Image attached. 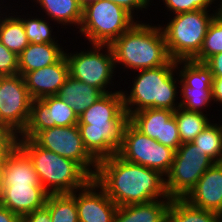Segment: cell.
Returning <instances> with one entry per match:
<instances>
[{
	"label": "cell",
	"mask_w": 222,
	"mask_h": 222,
	"mask_svg": "<svg viewBox=\"0 0 222 222\" xmlns=\"http://www.w3.org/2000/svg\"><path fill=\"white\" fill-rule=\"evenodd\" d=\"M76 124H78V116L70 105L57 95L47 96L32 101L27 125L18 137L33 139L44 129Z\"/></svg>",
	"instance_id": "14"
},
{
	"label": "cell",
	"mask_w": 222,
	"mask_h": 222,
	"mask_svg": "<svg viewBox=\"0 0 222 222\" xmlns=\"http://www.w3.org/2000/svg\"><path fill=\"white\" fill-rule=\"evenodd\" d=\"M110 2H113L122 8H124L127 12H129L132 16L135 10H142L143 8L148 7L150 4V0H108Z\"/></svg>",
	"instance_id": "36"
},
{
	"label": "cell",
	"mask_w": 222,
	"mask_h": 222,
	"mask_svg": "<svg viewBox=\"0 0 222 222\" xmlns=\"http://www.w3.org/2000/svg\"><path fill=\"white\" fill-rule=\"evenodd\" d=\"M48 195L42 185H11L2 188L0 204L21 218L44 207Z\"/></svg>",
	"instance_id": "19"
},
{
	"label": "cell",
	"mask_w": 222,
	"mask_h": 222,
	"mask_svg": "<svg viewBox=\"0 0 222 222\" xmlns=\"http://www.w3.org/2000/svg\"><path fill=\"white\" fill-rule=\"evenodd\" d=\"M166 8L174 14L207 10L215 0H163Z\"/></svg>",
	"instance_id": "32"
},
{
	"label": "cell",
	"mask_w": 222,
	"mask_h": 222,
	"mask_svg": "<svg viewBox=\"0 0 222 222\" xmlns=\"http://www.w3.org/2000/svg\"><path fill=\"white\" fill-rule=\"evenodd\" d=\"M134 17L108 0H95L83 6L80 32L90 44L111 45L134 23Z\"/></svg>",
	"instance_id": "7"
},
{
	"label": "cell",
	"mask_w": 222,
	"mask_h": 222,
	"mask_svg": "<svg viewBox=\"0 0 222 222\" xmlns=\"http://www.w3.org/2000/svg\"><path fill=\"white\" fill-rule=\"evenodd\" d=\"M222 52V8L215 14L204 38L200 52L192 59L204 63L208 58Z\"/></svg>",
	"instance_id": "30"
},
{
	"label": "cell",
	"mask_w": 222,
	"mask_h": 222,
	"mask_svg": "<svg viewBox=\"0 0 222 222\" xmlns=\"http://www.w3.org/2000/svg\"><path fill=\"white\" fill-rule=\"evenodd\" d=\"M69 64L64 55L58 62L23 75L25 85L32 99L57 95L69 77Z\"/></svg>",
	"instance_id": "17"
},
{
	"label": "cell",
	"mask_w": 222,
	"mask_h": 222,
	"mask_svg": "<svg viewBox=\"0 0 222 222\" xmlns=\"http://www.w3.org/2000/svg\"><path fill=\"white\" fill-rule=\"evenodd\" d=\"M33 140L40 147L77 162L92 178L95 177L98 161L85 148L78 124L44 129Z\"/></svg>",
	"instance_id": "11"
},
{
	"label": "cell",
	"mask_w": 222,
	"mask_h": 222,
	"mask_svg": "<svg viewBox=\"0 0 222 222\" xmlns=\"http://www.w3.org/2000/svg\"><path fill=\"white\" fill-rule=\"evenodd\" d=\"M117 155L127 162L157 170L165 177L174 160L175 150L144 135L128 121Z\"/></svg>",
	"instance_id": "9"
},
{
	"label": "cell",
	"mask_w": 222,
	"mask_h": 222,
	"mask_svg": "<svg viewBox=\"0 0 222 222\" xmlns=\"http://www.w3.org/2000/svg\"><path fill=\"white\" fill-rule=\"evenodd\" d=\"M181 143L192 142L211 122L201 112L188 111L179 107L174 111Z\"/></svg>",
	"instance_id": "27"
},
{
	"label": "cell",
	"mask_w": 222,
	"mask_h": 222,
	"mask_svg": "<svg viewBox=\"0 0 222 222\" xmlns=\"http://www.w3.org/2000/svg\"><path fill=\"white\" fill-rule=\"evenodd\" d=\"M0 18V41L17 56L28 46L23 22L16 15Z\"/></svg>",
	"instance_id": "25"
},
{
	"label": "cell",
	"mask_w": 222,
	"mask_h": 222,
	"mask_svg": "<svg viewBox=\"0 0 222 222\" xmlns=\"http://www.w3.org/2000/svg\"><path fill=\"white\" fill-rule=\"evenodd\" d=\"M18 136L9 128L0 126V161L6 157L17 146Z\"/></svg>",
	"instance_id": "34"
},
{
	"label": "cell",
	"mask_w": 222,
	"mask_h": 222,
	"mask_svg": "<svg viewBox=\"0 0 222 222\" xmlns=\"http://www.w3.org/2000/svg\"><path fill=\"white\" fill-rule=\"evenodd\" d=\"M58 43H29L18 55V74L27 72L58 62L65 52Z\"/></svg>",
	"instance_id": "21"
},
{
	"label": "cell",
	"mask_w": 222,
	"mask_h": 222,
	"mask_svg": "<svg viewBox=\"0 0 222 222\" xmlns=\"http://www.w3.org/2000/svg\"><path fill=\"white\" fill-rule=\"evenodd\" d=\"M5 161H0V196L2 192V173H3V166H4Z\"/></svg>",
	"instance_id": "40"
},
{
	"label": "cell",
	"mask_w": 222,
	"mask_h": 222,
	"mask_svg": "<svg viewBox=\"0 0 222 222\" xmlns=\"http://www.w3.org/2000/svg\"><path fill=\"white\" fill-rule=\"evenodd\" d=\"M215 162L192 142L181 144L175 151L169 172L165 175V187L171 199H184L200 177Z\"/></svg>",
	"instance_id": "8"
},
{
	"label": "cell",
	"mask_w": 222,
	"mask_h": 222,
	"mask_svg": "<svg viewBox=\"0 0 222 222\" xmlns=\"http://www.w3.org/2000/svg\"><path fill=\"white\" fill-rule=\"evenodd\" d=\"M18 74V56L0 41V76Z\"/></svg>",
	"instance_id": "33"
},
{
	"label": "cell",
	"mask_w": 222,
	"mask_h": 222,
	"mask_svg": "<svg viewBox=\"0 0 222 222\" xmlns=\"http://www.w3.org/2000/svg\"><path fill=\"white\" fill-rule=\"evenodd\" d=\"M177 67V61L171 59L166 65L139 70L140 73L135 77L130 94L127 96L122 91L124 109L128 117L149 108L175 111L180 107L175 103L178 79H174L173 73L176 72Z\"/></svg>",
	"instance_id": "5"
},
{
	"label": "cell",
	"mask_w": 222,
	"mask_h": 222,
	"mask_svg": "<svg viewBox=\"0 0 222 222\" xmlns=\"http://www.w3.org/2000/svg\"><path fill=\"white\" fill-rule=\"evenodd\" d=\"M168 222H218V213L196 208L185 199H172L167 214Z\"/></svg>",
	"instance_id": "26"
},
{
	"label": "cell",
	"mask_w": 222,
	"mask_h": 222,
	"mask_svg": "<svg viewBox=\"0 0 222 222\" xmlns=\"http://www.w3.org/2000/svg\"><path fill=\"white\" fill-rule=\"evenodd\" d=\"M93 1H95V0H79L82 7L87 5L90 2H93Z\"/></svg>",
	"instance_id": "41"
},
{
	"label": "cell",
	"mask_w": 222,
	"mask_h": 222,
	"mask_svg": "<svg viewBox=\"0 0 222 222\" xmlns=\"http://www.w3.org/2000/svg\"><path fill=\"white\" fill-rule=\"evenodd\" d=\"M159 27L136 21L110 46L114 54L115 66L122 64L127 69L145 70L166 65L170 56L166 40Z\"/></svg>",
	"instance_id": "3"
},
{
	"label": "cell",
	"mask_w": 222,
	"mask_h": 222,
	"mask_svg": "<svg viewBox=\"0 0 222 222\" xmlns=\"http://www.w3.org/2000/svg\"><path fill=\"white\" fill-rule=\"evenodd\" d=\"M212 99L222 104V77H213Z\"/></svg>",
	"instance_id": "38"
},
{
	"label": "cell",
	"mask_w": 222,
	"mask_h": 222,
	"mask_svg": "<svg viewBox=\"0 0 222 222\" xmlns=\"http://www.w3.org/2000/svg\"><path fill=\"white\" fill-rule=\"evenodd\" d=\"M128 121L122 91L105 93L78 116L81 138L87 151L97 161L117 154Z\"/></svg>",
	"instance_id": "2"
},
{
	"label": "cell",
	"mask_w": 222,
	"mask_h": 222,
	"mask_svg": "<svg viewBox=\"0 0 222 222\" xmlns=\"http://www.w3.org/2000/svg\"><path fill=\"white\" fill-rule=\"evenodd\" d=\"M171 198L119 206L114 222H166Z\"/></svg>",
	"instance_id": "22"
},
{
	"label": "cell",
	"mask_w": 222,
	"mask_h": 222,
	"mask_svg": "<svg viewBox=\"0 0 222 222\" xmlns=\"http://www.w3.org/2000/svg\"><path fill=\"white\" fill-rule=\"evenodd\" d=\"M11 185H41L32 160L18 145L6 157L3 166L2 186Z\"/></svg>",
	"instance_id": "20"
},
{
	"label": "cell",
	"mask_w": 222,
	"mask_h": 222,
	"mask_svg": "<svg viewBox=\"0 0 222 222\" xmlns=\"http://www.w3.org/2000/svg\"><path fill=\"white\" fill-rule=\"evenodd\" d=\"M17 145L32 160L39 182L49 194L73 193L92 179L77 162L40 147L33 139L18 137Z\"/></svg>",
	"instance_id": "4"
},
{
	"label": "cell",
	"mask_w": 222,
	"mask_h": 222,
	"mask_svg": "<svg viewBox=\"0 0 222 222\" xmlns=\"http://www.w3.org/2000/svg\"><path fill=\"white\" fill-rule=\"evenodd\" d=\"M184 199L196 208L222 212V162L207 169Z\"/></svg>",
	"instance_id": "18"
},
{
	"label": "cell",
	"mask_w": 222,
	"mask_h": 222,
	"mask_svg": "<svg viewBox=\"0 0 222 222\" xmlns=\"http://www.w3.org/2000/svg\"><path fill=\"white\" fill-rule=\"evenodd\" d=\"M104 93L96 87L69 76L59 89L57 96L70 105L77 116L94 104Z\"/></svg>",
	"instance_id": "23"
},
{
	"label": "cell",
	"mask_w": 222,
	"mask_h": 222,
	"mask_svg": "<svg viewBox=\"0 0 222 222\" xmlns=\"http://www.w3.org/2000/svg\"><path fill=\"white\" fill-rule=\"evenodd\" d=\"M192 143L215 163L222 162V125L210 123Z\"/></svg>",
	"instance_id": "29"
},
{
	"label": "cell",
	"mask_w": 222,
	"mask_h": 222,
	"mask_svg": "<svg viewBox=\"0 0 222 222\" xmlns=\"http://www.w3.org/2000/svg\"><path fill=\"white\" fill-rule=\"evenodd\" d=\"M159 171L130 163L114 154L98 161L93 178L119 207L169 198Z\"/></svg>",
	"instance_id": "1"
},
{
	"label": "cell",
	"mask_w": 222,
	"mask_h": 222,
	"mask_svg": "<svg viewBox=\"0 0 222 222\" xmlns=\"http://www.w3.org/2000/svg\"><path fill=\"white\" fill-rule=\"evenodd\" d=\"M32 101L22 75L0 76V126L20 135L27 125Z\"/></svg>",
	"instance_id": "12"
},
{
	"label": "cell",
	"mask_w": 222,
	"mask_h": 222,
	"mask_svg": "<svg viewBox=\"0 0 222 222\" xmlns=\"http://www.w3.org/2000/svg\"><path fill=\"white\" fill-rule=\"evenodd\" d=\"M21 218L0 204V222H20Z\"/></svg>",
	"instance_id": "39"
},
{
	"label": "cell",
	"mask_w": 222,
	"mask_h": 222,
	"mask_svg": "<svg viewBox=\"0 0 222 222\" xmlns=\"http://www.w3.org/2000/svg\"><path fill=\"white\" fill-rule=\"evenodd\" d=\"M33 16L27 19L20 18L23 22L26 36L29 43L42 44V43H57L51 36V26L46 20L42 18H34ZM46 21V22H45ZM50 26V27H49Z\"/></svg>",
	"instance_id": "31"
},
{
	"label": "cell",
	"mask_w": 222,
	"mask_h": 222,
	"mask_svg": "<svg viewBox=\"0 0 222 222\" xmlns=\"http://www.w3.org/2000/svg\"><path fill=\"white\" fill-rule=\"evenodd\" d=\"M204 64L210 69L213 77H222V52L211 56Z\"/></svg>",
	"instance_id": "37"
},
{
	"label": "cell",
	"mask_w": 222,
	"mask_h": 222,
	"mask_svg": "<svg viewBox=\"0 0 222 222\" xmlns=\"http://www.w3.org/2000/svg\"><path fill=\"white\" fill-rule=\"evenodd\" d=\"M106 46V47H105ZM103 47L107 48L102 53ZM101 50V51H100ZM69 64V75L78 81L96 87L104 94L114 75L115 61L110 45L92 44V49L77 53H65Z\"/></svg>",
	"instance_id": "10"
},
{
	"label": "cell",
	"mask_w": 222,
	"mask_h": 222,
	"mask_svg": "<svg viewBox=\"0 0 222 222\" xmlns=\"http://www.w3.org/2000/svg\"><path fill=\"white\" fill-rule=\"evenodd\" d=\"M20 222H52L49 209L44 206L21 217Z\"/></svg>",
	"instance_id": "35"
},
{
	"label": "cell",
	"mask_w": 222,
	"mask_h": 222,
	"mask_svg": "<svg viewBox=\"0 0 222 222\" xmlns=\"http://www.w3.org/2000/svg\"><path fill=\"white\" fill-rule=\"evenodd\" d=\"M129 121L144 135L175 151L182 144L174 111L149 108L133 113Z\"/></svg>",
	"instance_id": "15"
},
{
	"label": "cell",
	"mask_w": 222,
	"mask_h": 222,
	"mask_svg": "<svg viewBox=\"0 0 222 222\" xmlns=\"http://www.w3.org/2000/svg\"><path fill=\"white\" fill-rule=\"evenodd\" d=\"M76 193L79 222H114L118 206L93 178Z\"/></svg>",
	"instance_id": "16"
},
{
	"label": "cell",
	"mask_w": 222,
	"mask_h": 222,
	"mask_svg": "<svg viewBox=\"0 0 222 222\" xmlns=\"http://www.w3.org/2000/svg\"><path fill=\"white\" fill-rule=\"evenodd\" d=\"M177 64H183L178 69L183 98L178 105L188 111L203 113L202 109L213 100L212 72L204 63L194 60H177Z\"/></svg>",
	"instance_id": "13"
},
{
	"label": "cell",
	"mask_w": 222,
	"mask_h": 222,
	"mask_svg": "<svg viewBox=\"0 0 222 222\" xmlns=\"http://www.w3.org/2000/svg\"><path fill=\"white\" fill-rule=\"evenodd\" d=\"M208 10H197L175 14L173 19L162 27L168 54L172 60H192L201 50L208 27L215 14Z\"/></svg>",
	"instance_id": "6"
},
{
	"label": "cell",
	"mask_w": 222,
	"mask_h": 222,
	"mask_svg": "<svg viewBox=\"0 0 222 222\" xmlns=\"http://www.w3.org/2000/svg\"><path fill=\"white\" fill-rule=\"evenodd\" d=\"M45 206L49 209L52 222H79L75 191L49 194Z\"/></svg>",
	"instance_id": "28"
},
{
	"label": "cell",
	"mask_w": 222,
	"mask_h": 222,
	"mask_svg": "<svg viewBox=\"0 0 222 222\" xmlns=\"http://www.w3.org/2000/svg\"><path fill=\"white\" fill-rule=\"evenodd\" d=\"M218 222H222V212L218 213Z\"/></svg>",
	"instance_id": "42"
},
{
	"label": "cell",
	"mask_w": 222,
	"mask_h": 222,
	"mask_svg": "<svg viewBox=\"0 0 222 222\" xmlns=\"http://www.w3.org/2000/svg\"><path fill=\"white\" fill-rule=\"evenodd\" d=\"M47 16L63 25L75 24L80 27L82 10L79 0H35Z\"/></svg>",
	"instance_id": "24"
}]
</instances>
